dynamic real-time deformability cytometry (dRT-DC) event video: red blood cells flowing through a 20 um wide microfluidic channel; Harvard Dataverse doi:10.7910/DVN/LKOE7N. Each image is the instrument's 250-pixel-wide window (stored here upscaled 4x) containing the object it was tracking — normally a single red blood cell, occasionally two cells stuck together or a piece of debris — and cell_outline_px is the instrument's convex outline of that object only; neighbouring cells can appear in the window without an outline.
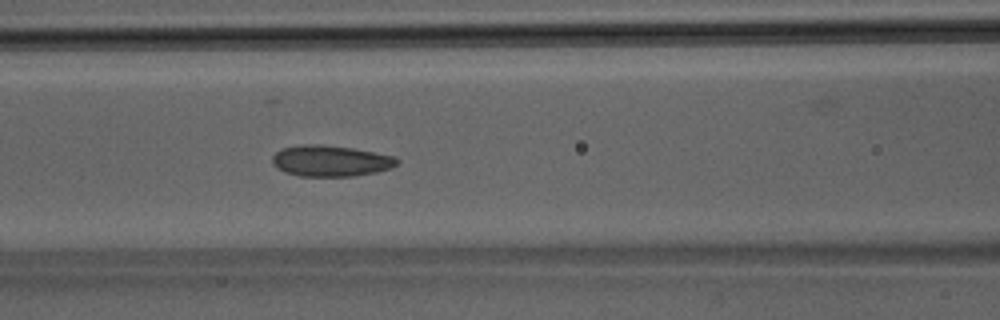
{"species": "Egyptian fruit bat (a non-hibernating species)", "species_latin": "Rousettus aegyptiacus", "temperature_condition": "room temperature", "stored_images_in_passage": 41, "camera_frame_rate_fps": 3000, "um_per_image_px": 0.085, "animal": {"sex": "male"}, "frame": {"image": 1, "passage_image": 18, "time_ms": 5.667, "image_size_px": [1000, 320], "cell_outline_px": [[400, 160], [392, 168], [376, 172], [352, 176], [300, 176], [284, 172], [276, 168], [272, 164], [272, 156], [280, 148], [308, 144], [320, 144], [352, 148], [396, 156]], "centroid_in_image_um": [28.09, 13.67], "position_along_channel_um": 138.5, "area_um2": 22.72}}
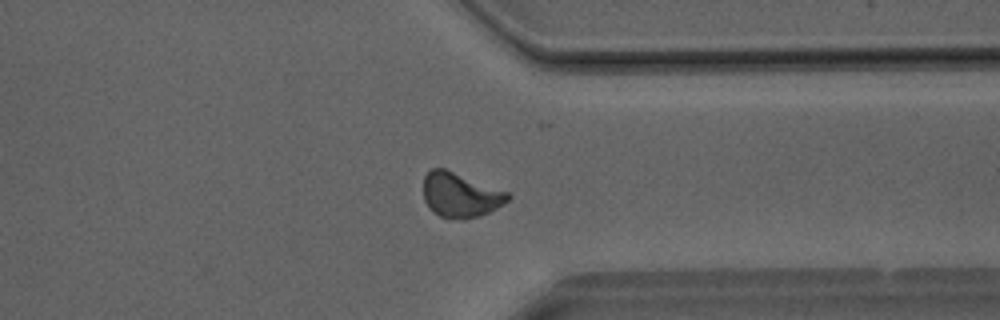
{"frame": {"image": 2, "passage_image": 32, "time_ms": 10.333, "image_size_px": [1000, 320], "cell_outline_px": [[512, 196], [508, 200], [496, 208], [480, 216], [464, 220], [460, 220], [440, 216], [432, 212], [428, 208], [424, 200], [424, 176], [432, 168], [444, 168], [512, 192]], "centroid_in_image_um": [39.16, 16.57], "position_along_channel_um": 372.2, "area_um2": 22.37}}
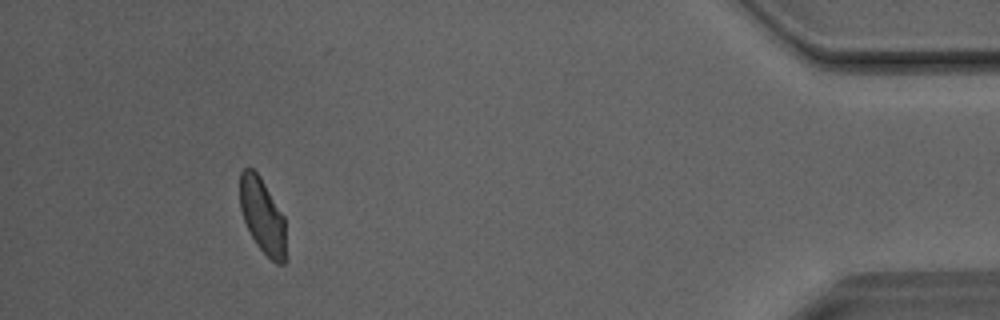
{"frame": {"image": 3, "passage_image": 38, "time_ms": 12.333, "image_size_px": [1000, 320], "cell_outline_px": [[284, 264], [276, 264], [256, 244], [244, 220], [240, 208], [240, 172], [244, 168], [252, 168], [260, 176], [284, 216]], "centroid_in_image_um": [22.28, 18.3], "position_along_channel_um": 412.9, "area_um2": 19.71}}